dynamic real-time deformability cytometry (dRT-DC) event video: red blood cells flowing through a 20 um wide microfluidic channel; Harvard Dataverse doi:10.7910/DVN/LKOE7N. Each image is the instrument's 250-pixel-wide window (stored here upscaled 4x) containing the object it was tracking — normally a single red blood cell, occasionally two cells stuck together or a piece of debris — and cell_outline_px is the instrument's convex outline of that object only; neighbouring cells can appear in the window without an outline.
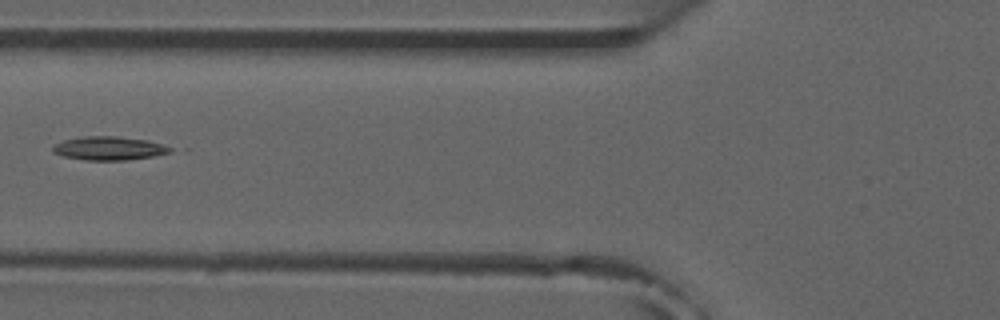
{"species": "common noctule bat (a hibernating species)", "species_latin": "Nyctalus noctula", "temperature_condition": "room temperature", "stored_images_in_passage": 6, "camera_frame_rate_fps": 3000, "um_per_image_px": 0.085, "animal": {"sex": "male", "forearm_length_mm": 52.5}, "frame": {"image": 1, "passage_image": 6, "time_ms": 6.667, "image_size_px": [1000, 320], "cell_outline_px": [[172, 152], [152, 156], [124, 160], [84, 160], [64, 156], [52, 152], [52, 148], [56, 144], [64, 140], [84, 136], [120, 136], [148, 140], [164, 144], [172, 148]], "centroid_in_image_um": [9.29, 12.6], "position_along_channel_um": 116.5, "area_um2": 16.13}}